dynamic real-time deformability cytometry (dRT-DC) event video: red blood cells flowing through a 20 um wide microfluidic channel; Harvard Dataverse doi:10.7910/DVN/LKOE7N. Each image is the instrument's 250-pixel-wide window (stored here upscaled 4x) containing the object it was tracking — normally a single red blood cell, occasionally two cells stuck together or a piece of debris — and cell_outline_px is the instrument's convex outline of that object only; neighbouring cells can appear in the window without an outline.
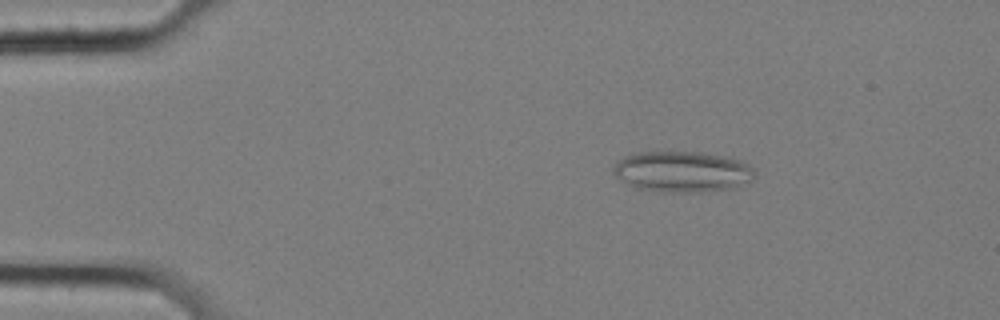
{"species": "common noctule bat (a hibernating species)", "species_latin": "Nyctalus noctula", "temperature_condition": "cold", "stored_images_in_passage": 58, "camera_frame_rate_fps": 3000, "um_per_image_px": 0.085, "animal": {"sex": "female", "body_mass_g": 25.1}, "frame": {"image": 1, "passage_image": 10, "time_ms": 3.0, "image_size_px": [1000, 320], "cell_outline_px": [[756, 176], [752, 180], [732, 188], [696, 192], [664, 192], [636, 188], [628, 184], [616, 176], [612, 172], [612, 168], [624, 156], [636, 152], [700, 152], [740, 160], [748, 164], [756, 172]], "centroid_in_image_um": [57.99, 14.59], "position_along_channel_um": 27.0, "area_um2": 33.52}}
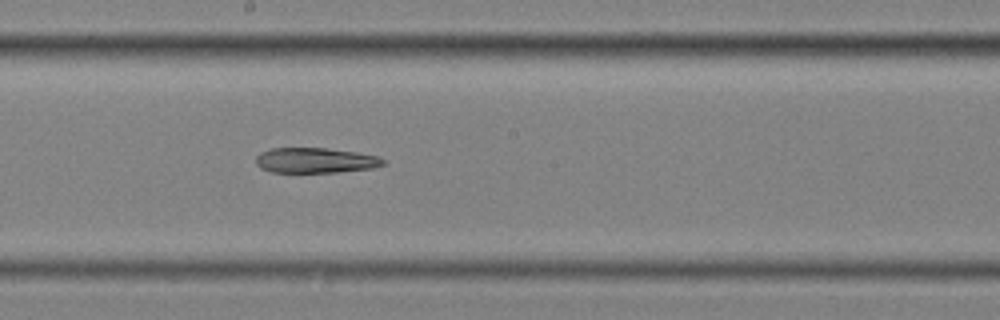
{"frame": {"image": 2, "passage_image": 32, "time_ms": 10.333, "image_size_px": [1000, 320], "cell_outline_px": [[388, 164], [372, 168], [336, 172], [272, 172], [260, 168], [256, 164], [256, 156], [260, 152], [272, 148], [328, 148], [356, 152], [376, 156], [384, 160]], "centroid_in_image_um": [26.79, 13.63], "position_along_channel_um": 221.4, "area_um2": 18.73}}
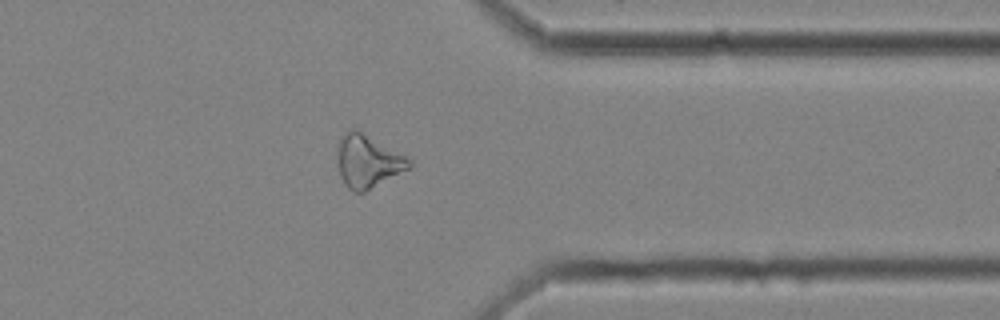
{"frame": {"image": 3, "passage_image": 46, "time_ms": 15.0, "image_size_px": [1000, 320], "cell_outline_px": [[412, 164], [408, 168], [364, 192], [356, 192], [348, 188], [344, 184], [340, 176], [340, 136], [352, 128], [360, 132], [412, 160]], "centroid_in_image_um": [31.26, 13.74], "position_along_channel_um": 380.1, "area_um2": 20.87}}